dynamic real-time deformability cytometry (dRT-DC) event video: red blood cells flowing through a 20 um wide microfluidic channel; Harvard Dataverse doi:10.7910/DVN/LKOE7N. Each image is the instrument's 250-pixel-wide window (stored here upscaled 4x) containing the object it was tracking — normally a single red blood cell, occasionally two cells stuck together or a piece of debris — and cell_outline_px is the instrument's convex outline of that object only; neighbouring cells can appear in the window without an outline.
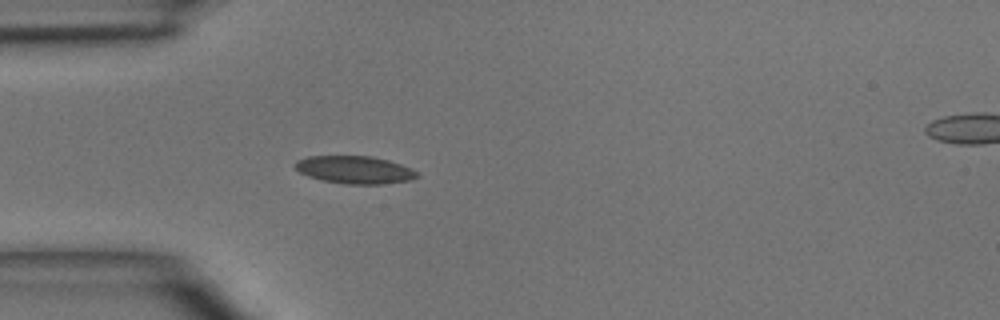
{"species": "common noctule bat (a hibernating species)", "species_latin": "Nyctalus noctula", "temperature_condition": "room temperature", "stored_images_in_passage": 4, "camera_frame_rate_fps": 3000, "um_per_image_px": 0.085, "animal": {"sex": "male", "body_mass_g": 15.6}, "frame": {"image": 1, "passage_image": 4, "time_ms": 3.333, "image_size_px": [1000, 320], "cell_outline_px": [[420, 176], [412, 180], [380, 184], [344, 184], [320, 180], [308, 176], [300, 172], [296, 168], [296, 160], [308, 156], [372, 156], [388, 160], [412, 168]], "centroid_in_image_um": [30.16, 14.43], "position_along_channel_um": 54.8, "area_um2": 19.71}}